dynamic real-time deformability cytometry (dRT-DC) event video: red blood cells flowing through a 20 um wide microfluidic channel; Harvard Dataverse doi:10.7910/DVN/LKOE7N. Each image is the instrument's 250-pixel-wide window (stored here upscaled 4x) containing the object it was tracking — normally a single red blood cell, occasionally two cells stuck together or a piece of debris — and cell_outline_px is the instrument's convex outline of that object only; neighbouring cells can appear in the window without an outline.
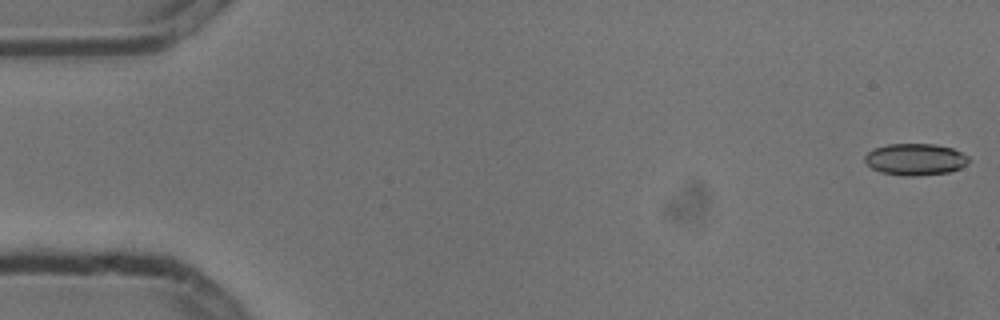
{"species": "common noctule bat (a hibernating species)", "species_latin": "Nyctalus noctula", "temperature_condition": "cold", "stored_images_in_passage": 7, "camera_frame_rate_fps": 3000, "um_per_image_px": 0.085, "animal": {"sex": "male", "body_mass_g": 13.3}, "frame": {"image": 1, "passage_image": 1, "time_ms": 0.0, "image_size_px": [1000, 320], "cell_outline_px": [[968, 160], [960, 168], [948, 172], [912, 176], [904, 176], [880, 172], [872, 168], [864, 160], [864, 156], [868, 152], [876, 148], [888, 144], [936, 144], [952, 148], [968, 156]], "centroid_in_image_um": [77.77, 13.54], "position_along_channel_um": 7.2, "area_um2": 18.96}}
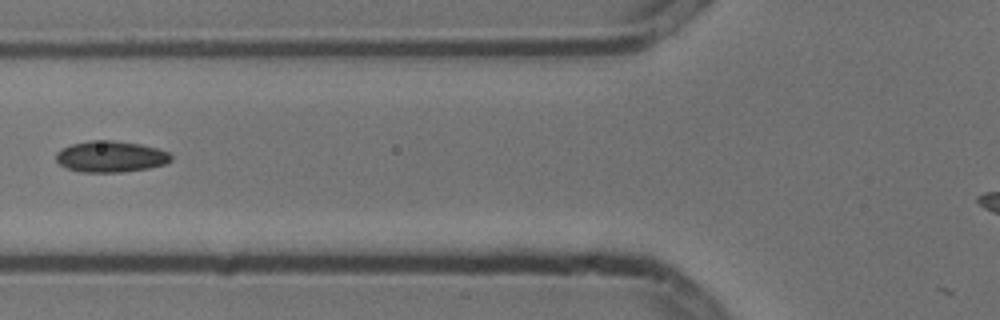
{"frame": {"image": 2, "passage_image": 6, "time_ms": 1.667, "image_size_px": [1000, 320], "cell_outline_px": [[172, 160], [164, 164], [148, 168], [124, 172], [80, 172], [68, 168], [60, 164], [56, 160], [56, 152], [72, 144], [92, 140], [112, 140], [140, 144], [156, 148], [168, 152], [172, 156]], "centroid_in_image_um": [9.42, 13.31], "position_along_channel_um": 116.4, "area_um2": 20.81}}
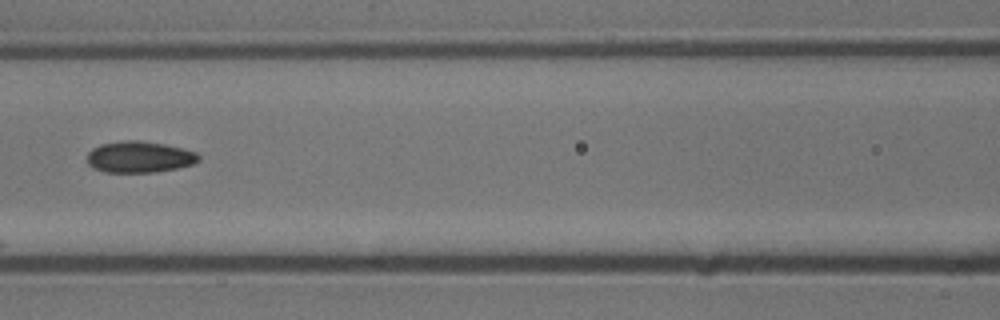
{"frame": {"image": 3, "passage_image": 7, "time_ms": 2.0, "image_size_px": [1000, 320], "cell_outline_px": [[200, 160], [192, 164], [176, 168], [156, 172], [104, 172], [92, 168], [88, 164], [88, 152], [92, 148], [100, 144], [124, 140], [140, 140], [164, 144], [196, 152], [200, 156]], "centroid_in_image_um": [11.82, 13.34], "position_along_channel_um": 154.8, "area_um2": 20.4}}